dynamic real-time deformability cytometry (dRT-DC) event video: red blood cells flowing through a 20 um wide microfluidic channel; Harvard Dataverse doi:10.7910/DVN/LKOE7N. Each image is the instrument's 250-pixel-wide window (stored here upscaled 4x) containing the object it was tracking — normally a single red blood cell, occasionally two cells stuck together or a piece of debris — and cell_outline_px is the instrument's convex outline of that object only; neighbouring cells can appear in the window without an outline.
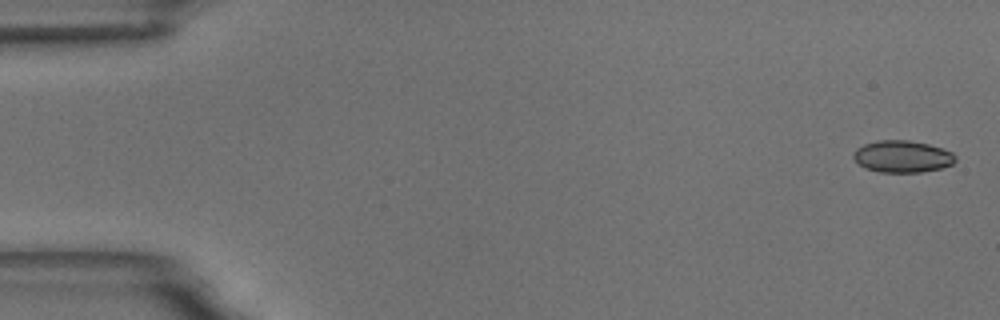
{"species": "common noctule bat (a hibernating species)", "species_latin": "Nyctalus noctula", "temperature_condition": "room temperature", "stored_images_in_passage": 5, "camera_frame_rate_fps": 3000, "um_per_image_px": 0.085, "animal": {"sex": "male", "body_mass_g": 18.8}, "frame": {"image": 1, "passage_image": 1, "time_ms": 0.0, "image_size_px": [1000, 320], "cell_outline_px": [[956, 160], [952, 164], [940, 168], [920, 172], [880, 172], [864, 168], [852, 156], [852, 152], [856, 148], [864, 144], [876, 140], [908, 140], [928, 144], [952, 152], [956, 156]], "centroid_in_image_um": [76.67, 13.29], "position_along_channel_um": 8.3, "area_um2": 18.96}}
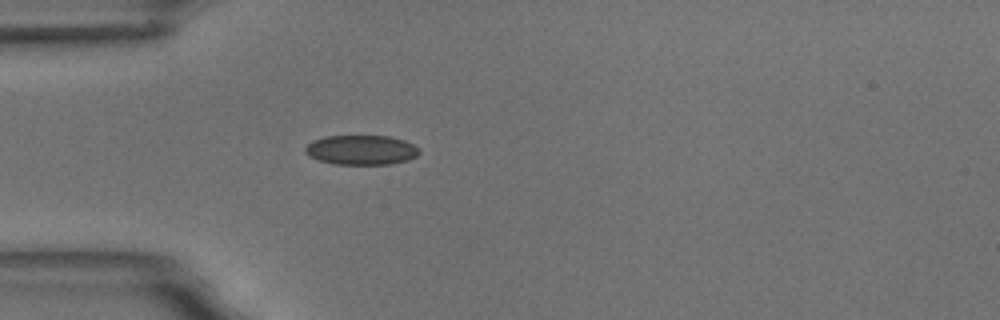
{"frame": {"image": 2, "passage_image": 5, "time_ms": 5.0, "image_size_px": [1000, 320], "cell_outline_px": [[420, 152], [416, 156], [408, 160], [388, 164], [336, 164], [320, 160], [308, 156], [304, 152], [304, 148], [312, 140], [324, 136], [388, 136], [404, 140], [420, 148]], "centroid_in_image_um": [30.69, 12.74], "position_along_channel_um": 54.3, "area_um2": 19.71}}